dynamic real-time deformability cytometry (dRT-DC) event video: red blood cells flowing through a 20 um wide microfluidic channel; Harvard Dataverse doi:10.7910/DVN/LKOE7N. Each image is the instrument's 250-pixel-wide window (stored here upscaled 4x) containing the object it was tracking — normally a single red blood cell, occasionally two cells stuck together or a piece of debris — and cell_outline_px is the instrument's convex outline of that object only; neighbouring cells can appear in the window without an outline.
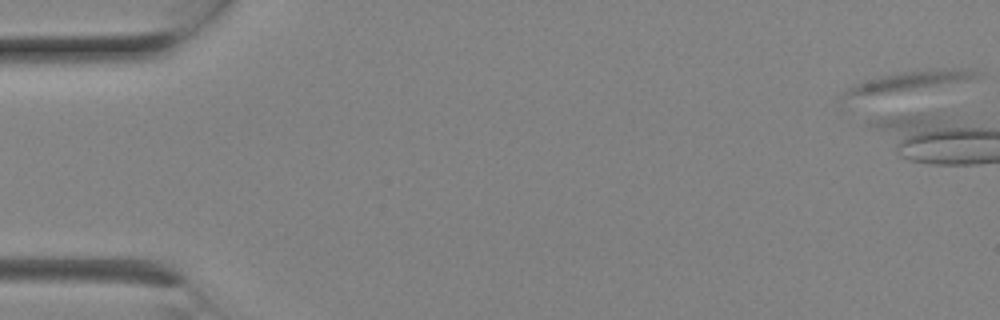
{"species": "Egyptian fruit bat (a non-hibernating species)", "species_latin": "Rousettus aegyptiacus", "temperature_condition": "room temperature", "stored_images_in_passage": 9, "camera_frame_rate_fps": 3000, "um_per_image_px": 0.085, "animal": {"sex": "female"}, "frame": {"image": 1, "passage_image": 1, "time_ms": 0.0, "image_size_px": [1000, 320], "cell_outline_px": [[984, 72], [980, 76], [960, 80], [936, 84], [880, 92], [844, 96], [844, 92], [852, 84], [864, 80], [880, 76], [904, 72], [932, 68], [960, 68]], "centroid_in_image_um": [77.39, 6.81], "position_along_channel_um": 7.6, "area_um2": 13.58}}